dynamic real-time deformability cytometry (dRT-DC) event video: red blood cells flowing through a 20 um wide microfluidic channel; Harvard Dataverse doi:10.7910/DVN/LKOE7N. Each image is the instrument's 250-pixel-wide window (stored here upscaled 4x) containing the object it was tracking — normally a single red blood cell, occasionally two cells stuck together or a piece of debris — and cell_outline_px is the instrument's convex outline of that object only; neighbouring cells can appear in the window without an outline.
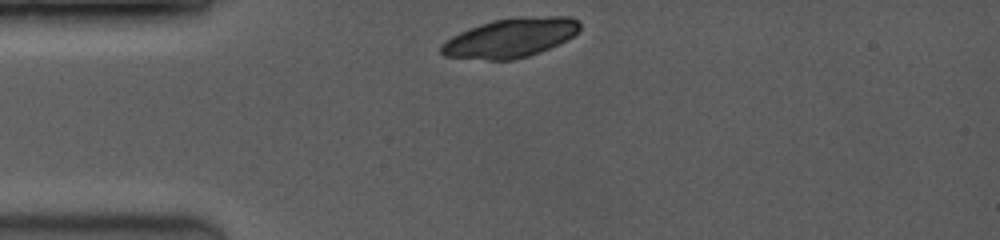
{"species": "common noctule bat (a hibernating species)", "species_latin": "Nyctalus noctula", "temperature_condition": "room temperature", "stored_images_in_passage": 2, "camera_frame_rate_fps": 3500, "um_per_image_px": 0.085, "animal": {"sex": "female", "body_mass_g": 19.0, "forearm_length_mm": 53.3}, "frame": {"image": 1, "passage_image": 1, "time_ms": 0.0, "image_size_px": [1000, 240], "cell_outline_px": [[580, 28], [572, 36], [540, 52], [528, 56], [512, 60], [488, 60], [444, 56], [440, 52], [440, 44], [444, 40], [468, 28], [480, 24], [496, 20], [524, 16], [572, 16], [580, 24]], "centroid_in_image_um": [43.35, 3.21], "position_along_channel_um": 41.7, "area_um2": 31.56}}